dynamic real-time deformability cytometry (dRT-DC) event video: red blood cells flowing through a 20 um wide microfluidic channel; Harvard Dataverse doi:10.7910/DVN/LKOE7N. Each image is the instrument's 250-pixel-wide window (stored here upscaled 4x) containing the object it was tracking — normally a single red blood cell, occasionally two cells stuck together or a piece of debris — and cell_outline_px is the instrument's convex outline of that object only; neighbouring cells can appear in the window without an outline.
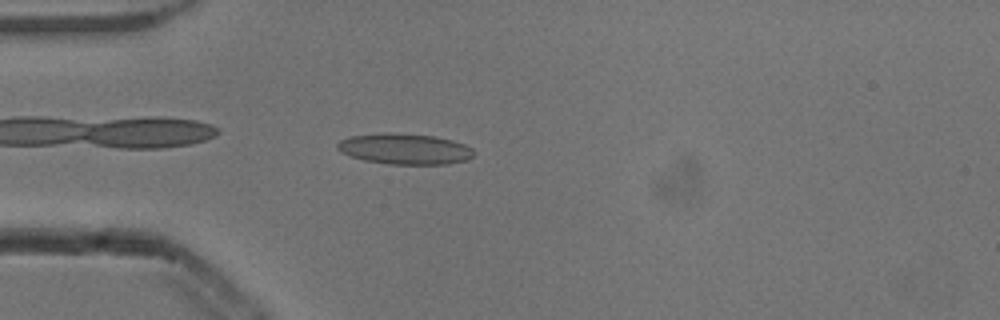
{"species": "common noctule bat (a hibernating species)", "species_latin": "Nyctalus noctula", "temperature_condition": "cold", "stored_images_in_passage": 52, "camera_frame_rate_fps": 3000, "um_per_image_px": 0.085, "animal": {"sex": "male", "body_mass_g": 13.3}, "frame": {"image": 1, "passage_image": 14, "time_ms": 4.333, "image_size_px": [1000, 320], "cell_outline_px": [[476, 152], [468, 160], [448, 164], [388, 164], [364, 160], [340, 152], [336, 148], [336, 144], [340, 140], [352, 136], [380, 132], [392, 132], [436, 136], [452, 140], [464, 144], [472, 148]], "centroid_in_image_um": [34.41, 12.65], "position_along_channel_um": 50.6, "area_um2": 24.74}}
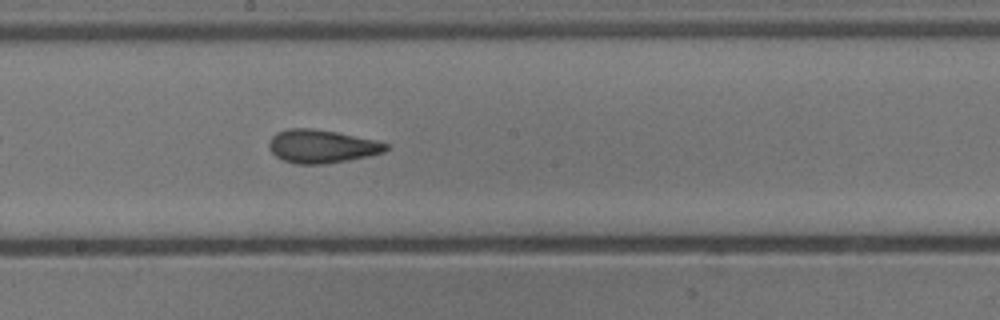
{"frame": {"image": 2, "passage_image": 28, "time_ms": 9.0, "image_size_px": [1000, 320], "cell_outline_px": [[388, 148], [384, 152], [368, 156], [348, 160], [324, 164], [296, 164], [284, 160], [276, 156], [268, 148], [268, 144], [272, 136], [276, 132], [288, 128], [312, 128], [336, 132], [376, 140], [388, 144]], "centroid_in_image_um": [27.32, 12.43], "position_along_channel_um": 220.9, "area_um2": 22.66}}
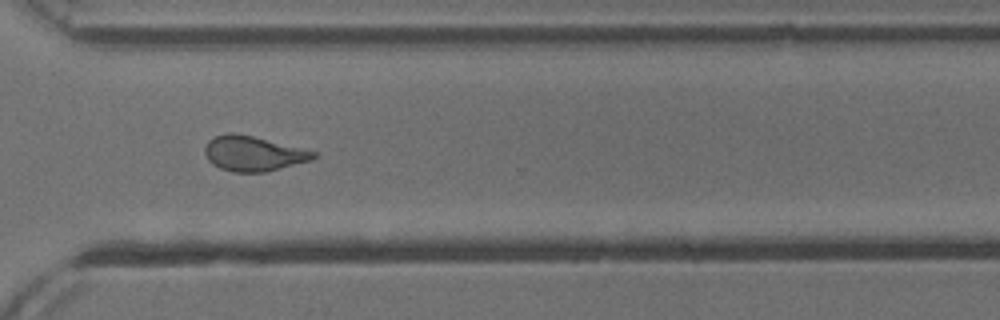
{"frame": {"image": 3, "passage_image": 38, "time_ms": 12.333, "image_size_px": [1000, 320], "cell_outline_px": [[316, 156], [312, 160], [264, 172], [232, 172], [220, 168], [212, 164], [208, 160], [204, 152], [204, 148], [208, 140], [212, 136], [228, 132], [236, 132], [316, 152]], "centroid_in_image_um": [21.45, 13.04], "position_along_channel_um": 349.1, "area_um2": 22.08}, "authors_computed_cell_mechanics": {"area_um2": 22.542, "velocity_mm_per_s": 3.855, "shape_relaxation_time_tau1_ms": 7.9534, "shape_relaxation_time_tau2_ms": 1.8891, "deformation_change_tau1": 0.1883, "deformation_change_tau2": 0.0983}}